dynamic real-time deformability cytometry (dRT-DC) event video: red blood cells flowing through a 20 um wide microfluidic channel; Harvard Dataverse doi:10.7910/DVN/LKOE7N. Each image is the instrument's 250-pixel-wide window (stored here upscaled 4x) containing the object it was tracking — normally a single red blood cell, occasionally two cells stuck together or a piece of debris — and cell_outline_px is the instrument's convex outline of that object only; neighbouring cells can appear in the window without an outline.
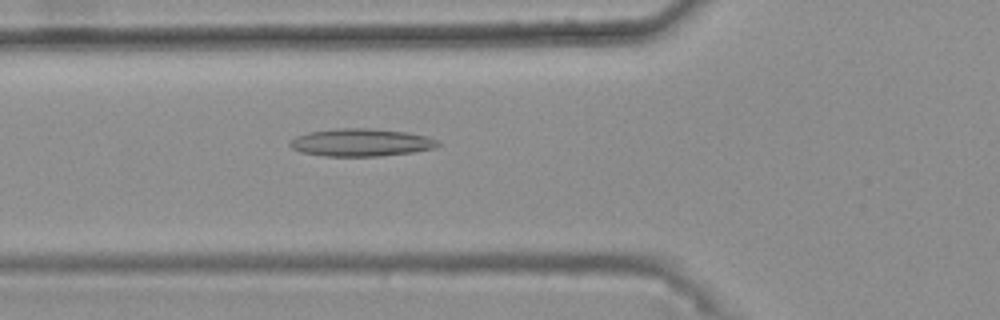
{"species": "common noctule bat (a hibernating species)", "species_latin": "Nyctalus noctula", "temperature_condition": "warm", "stored_images_in_passage": 48, "camera_frame_rate_fps": 3000, "um_per_image_px": 0.085, "animal": {"sex": "female", "body_mass_g": 25.1}, "frame": {"image": 1, "passage_image": 19, "time_ms": 6.0, "image_size_px": [1000, 320], "cell_outline_px": [[440, 144], [432, 148], [412, 152], [380, 156], [324, 156], [300, 152], [292, 148], [288, 144], [296, 136], [308, 132], [336, 128], [372, 128], [408, 132], [428, 136], [436, 140]], "centroid_in_image_um": [30.66, 12.1], "position_along_channel_um": 95.1, "area_um2": 23.87}}
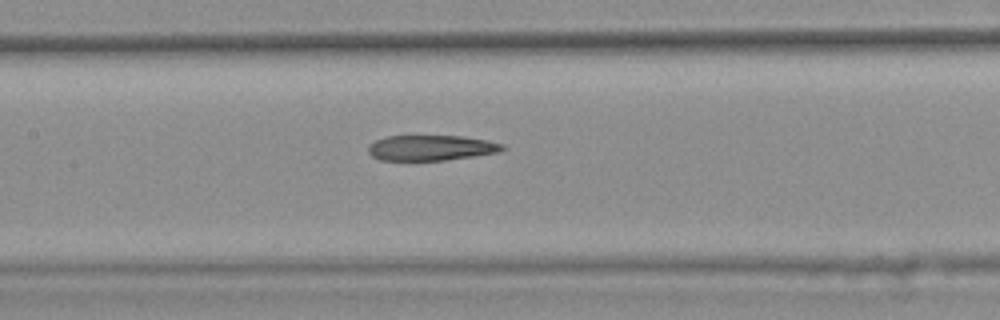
{"frame": {"image": 2, "passage_image": 25, "time_ms": 8.0, "image_size_px": [1000, 320], "cell_outline_px": [[504, 148], [500, 152], [476, 156], [444, 160], [380, 160], [372, 156], [368, 152], [368, 144], [376, 140], [388, 136], [464, 136], [488, 140], [504, 144]], "centroid_in_image_um": [36.65, 12.56], "position_along_channel_um": 170.7, "area_um2": 19.94}}
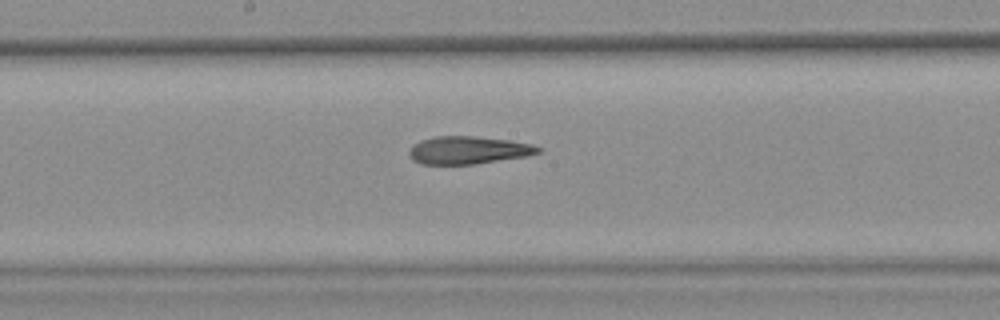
{"frame": {"image": 3, "passage_image": 28, "time_ms": 9.0, "image_size_px": [1000, 320], "cell_outline_px": [[544, 148], [540, 152], [528, 156], [476, 164], [420, 164], [412, 160], [408, 152], [412, 144], [420, 140], [432, 136], [476, 136], [508, 140], [532, 144]], "centroid_in_image_um": [39.8, 12.76], "position_along_channel_um": 208.4, "area_um2": 21.15}, "authors_computed_cell_mechanics": {"area_um2": 21.7039, "velocity_mm_per_s": 3.7684, "shape_relaxation_time_tau1_ms": null, "shape_relaxation_time_tau2_ms": 2.9839, "deformation_change_tau1": null, "deformation_change_tau2": 0.1368}}